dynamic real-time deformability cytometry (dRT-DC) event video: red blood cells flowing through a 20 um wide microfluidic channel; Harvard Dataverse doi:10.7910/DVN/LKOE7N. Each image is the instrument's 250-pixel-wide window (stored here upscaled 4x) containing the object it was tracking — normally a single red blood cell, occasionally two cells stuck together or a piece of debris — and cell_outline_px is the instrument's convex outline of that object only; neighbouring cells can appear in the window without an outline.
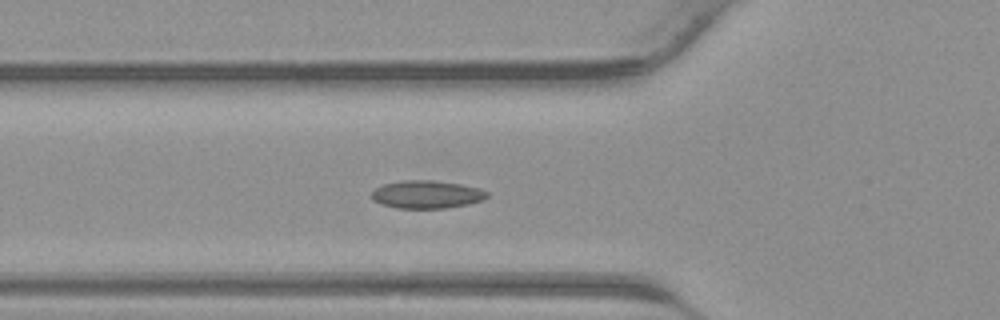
{"species": "common noctule bat (a hibernating species)", "species_latin": "Nyctalus noctula", "temperature_condition": "warm", "stored_images_in_passage": 42, "camera_frame_rate_fps": 3000, "um_per_image_px": 0.085, "animal": {"sex": "male", "body_mass_g": 23.1, "forearm_length_mm": 52.7}, "frame": {"image": 1, "passage_image": 14, "time_ms": 4.333, "image_size_px": [1000, 320], "cell_outline_px": [[488, 196], [480, 200], [468, 204], [444, 208], [396, 208], [380, 204], [372, 200], [372, 192], [376, 188], [384, 184], [404, 180], [436, 180], [460, 184], [480, 188], [488, 192]], "centroid_in_image_um": [36.25, 16.52], "position_along_channel_um": 89.5, "area_um2": 18.73}}
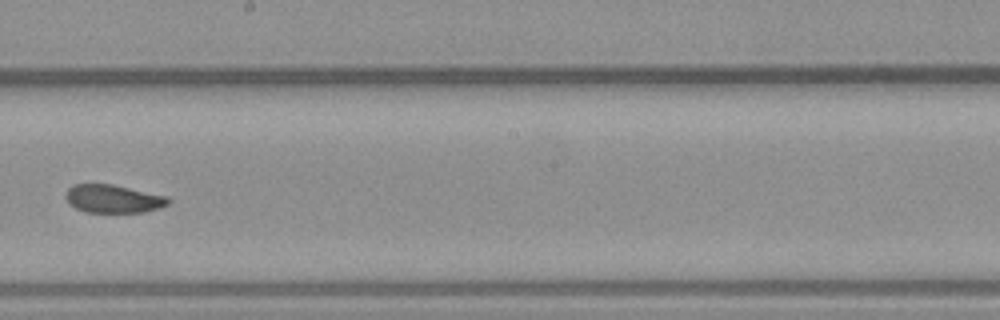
{"frame": {"image": 2, "passage_image": 23, "time_ms": 7.333, "image_size_px": [1000, 320], "cell_outline_px": [[172, 200], [168, 204], [160, 208], [144, 212], [88, 212], [76, 208], [68, 200], [68, 188], [72, 184], [112, 184], [168, 196]], "centroid_in_image_um": [9.7, 16.89], "position_along_channel_um": 238.5, "area_um2": 16.65}}
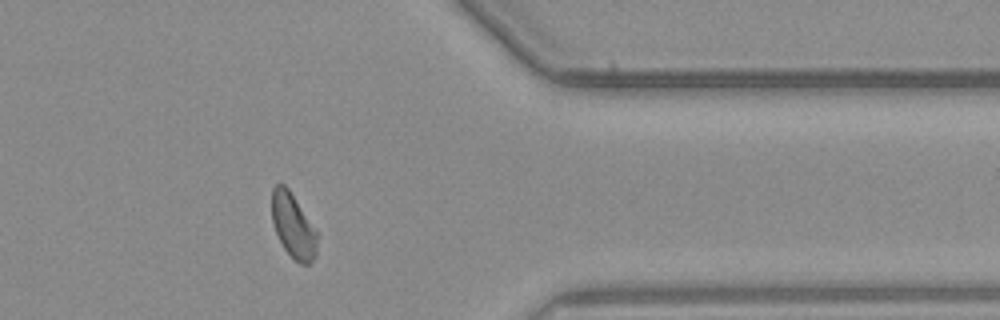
{"frame": {"image": 3, "passage_image": 33, "time_ms": 10.667, "image_size_px": [1000, 320], "cell_outline_px": [[316, 256], [308, 264], [300, 264], [292, 260], [284, 248], [276, 232], [272, 220], [272, 188], [276, 184], [284, 184], [288, 188], [316, 228]], "centroid_in_image_um": [24.92, 19.2], "position_along_channel_um": 386.5, "area_um2": 17.05}}